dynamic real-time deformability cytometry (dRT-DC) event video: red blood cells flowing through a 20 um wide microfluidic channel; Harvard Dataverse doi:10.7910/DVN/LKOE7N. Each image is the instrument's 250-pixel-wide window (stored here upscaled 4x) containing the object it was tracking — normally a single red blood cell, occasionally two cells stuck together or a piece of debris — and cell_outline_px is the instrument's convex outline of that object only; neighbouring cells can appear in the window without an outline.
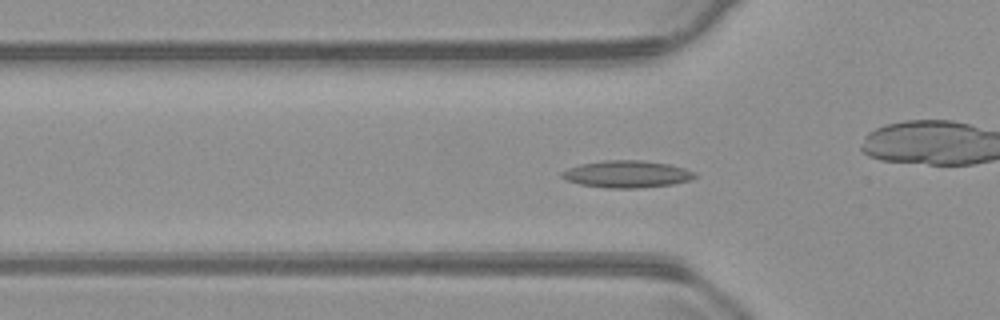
{"species": "common noctule bat (a hibernating species)", "species_latin": "Nyctalus noctula", "temperature_condition": "warm", "stored_images_in_passage": 56, "camera_frame_rate_fps": 3000, "um_per_image_px": 0.085, "animal": {"sex": "male", "body_mass_g": 23.1, "forearm_length_mm": 52.7}, "frame": {"image": 1, "passage_image": 18, "time_ms": 5.667, "image_size_px": [1000, 320], "cell_outline_px": [[696, 176], [692, 180], [672, 184], [640, 188], [604, 188], [580, 184], [564, 180], [560, 176], [560, 172], [568, 168], [580, 164], [604, 160], [640, 160], [668, 164], [684, 168], [696, 172]], "centroid_in_image_um": [53.26, 14.8], "position_along_channel_um": 72.5, "area_um2": 21.15}}
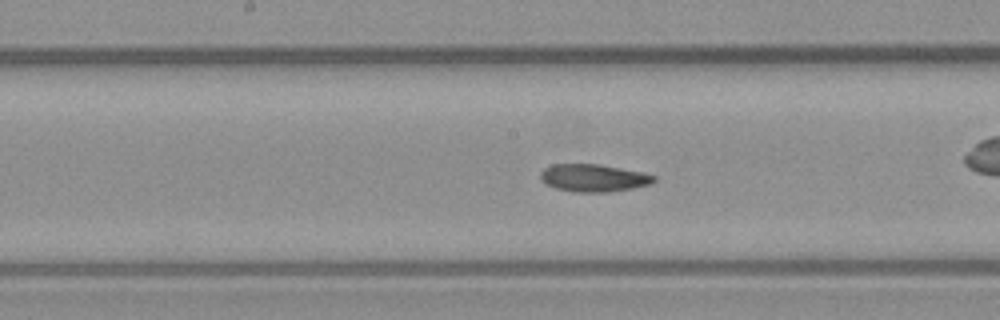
{"frame": {"image": 2, "passage_image": 28, "time_ms": 9.0, "image_size_px": [1000, 320], "cell_outline_px": [[656, 180], [652, 184], [632, 188], [608, 192], [576, 192], [556, 188], [544, 184], [540, 180], [540, 172], [544, 168], [552, 164], [600, 164], [644, 172], [656, 176]], "centroid_in_image_um": [50.45, 15.12], "position_along_channel_um": 197.7, "area_um2": 18.44}}
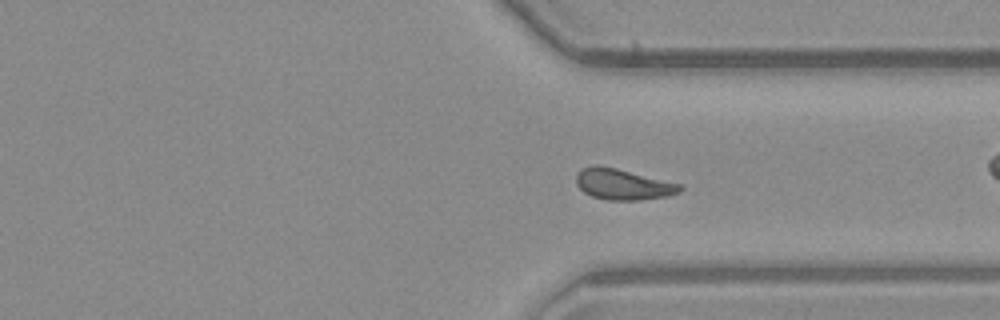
{"frame": {"image": 3, "passage_image": 41, "time_ms": 13.333, "image_size_px": [1000, 320], "cell_outline_px": [[684, 188], [680, 192], [668, 196], [640, 200], [608, 200], [592, 196], [584, 192], [576, 184], [576, 172], [580, 168], [592, 164], [600, 164], [684, 184]], "centroid_in_image_um": [52.96, 15.64], "position_along_channel_um": 358.4, "area_um2": 19.19}}